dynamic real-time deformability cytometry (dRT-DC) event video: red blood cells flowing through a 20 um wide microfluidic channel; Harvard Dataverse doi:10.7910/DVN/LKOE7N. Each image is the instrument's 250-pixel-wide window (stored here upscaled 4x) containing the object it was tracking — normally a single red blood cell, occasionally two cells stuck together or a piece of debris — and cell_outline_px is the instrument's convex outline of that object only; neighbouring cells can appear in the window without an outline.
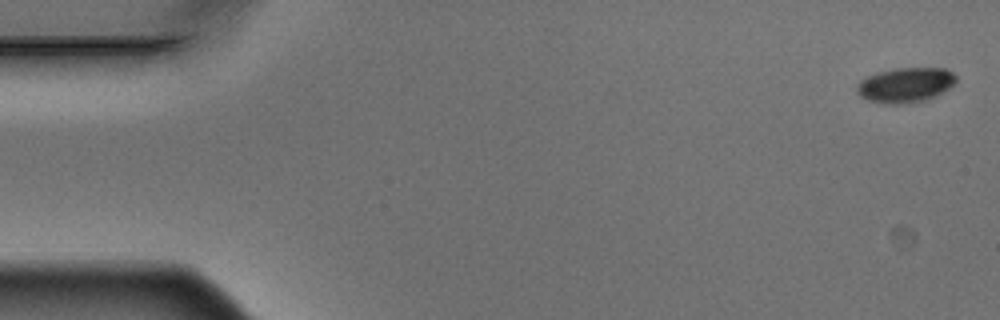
{"species": "Egyptian fruit bat (a non-hibernating species)", "species_latin": "Rousettus aegyptiacus", "temperature_condition": "warm", "stored_images_in_passage": 5, "camera_frame_rate_fps": 3000, "um_per_image_px": 0.085, "animal": {"sex": "male"}, "frame": {"image": 1, "passage_image": 1, "time_ms": 0.0, "image_size_px": [1000, 320], "cell_outline_px": [[956, 80], [948, 88], [936, 96], [928, 100], [900, 104], [884, 104], [868, 100], [860, 96], [856, 92], [856, 84], [860, 80], [876, 72], [896, 68], [944, 68], [952, 72], [956, 76]], "centroid_in_image_um": [76.92, 7.23], "position_along_channel_um": 8.1, "area_um2": 20.29}}